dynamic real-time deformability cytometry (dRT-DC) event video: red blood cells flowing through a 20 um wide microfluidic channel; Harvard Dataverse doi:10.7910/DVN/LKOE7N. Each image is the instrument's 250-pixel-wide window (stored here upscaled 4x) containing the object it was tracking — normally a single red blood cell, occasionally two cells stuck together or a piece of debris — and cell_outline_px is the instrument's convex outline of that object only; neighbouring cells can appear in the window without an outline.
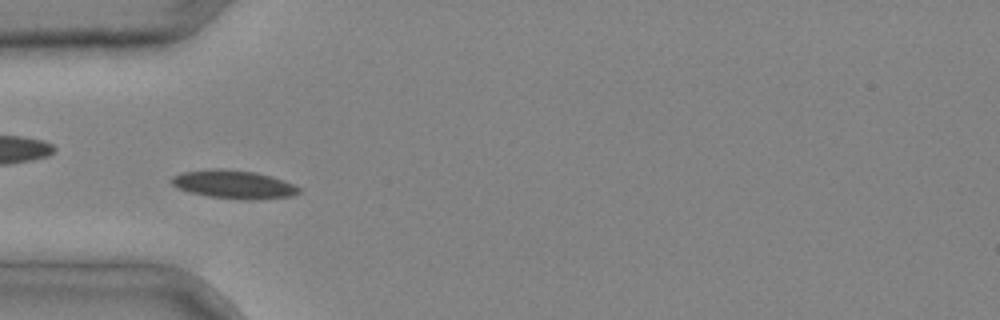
{"species": "common noctule bat (a hibernating species)", "species_latin": "Nyctalus noctula", "temperature_condition": "cold", "stored_images_in_passage": 3, "camera_frame_rate_fps": 3000, "um_per_image_px": 0.085, "animal": {"sex": "male", "body_mass_g": 20.4}, "frame": {"image": 1, "passage_image": 3, "time_ms": 0.667, "image_size_px": [1000, 320], "cell_outline_px": [[300, 192], [292, 196], [256, 200], [244, 200], [208, 196], [188, 192], [176, 188], [168, 180], [172, 176], [184, 172], [212, 168], [224, 168], [256, 172], [284, 180], [300, 188]], "centroid_in_image_um": [19.83, 15.67], "position_along_channel_um": 65.2, "area_um2": 21.33}}